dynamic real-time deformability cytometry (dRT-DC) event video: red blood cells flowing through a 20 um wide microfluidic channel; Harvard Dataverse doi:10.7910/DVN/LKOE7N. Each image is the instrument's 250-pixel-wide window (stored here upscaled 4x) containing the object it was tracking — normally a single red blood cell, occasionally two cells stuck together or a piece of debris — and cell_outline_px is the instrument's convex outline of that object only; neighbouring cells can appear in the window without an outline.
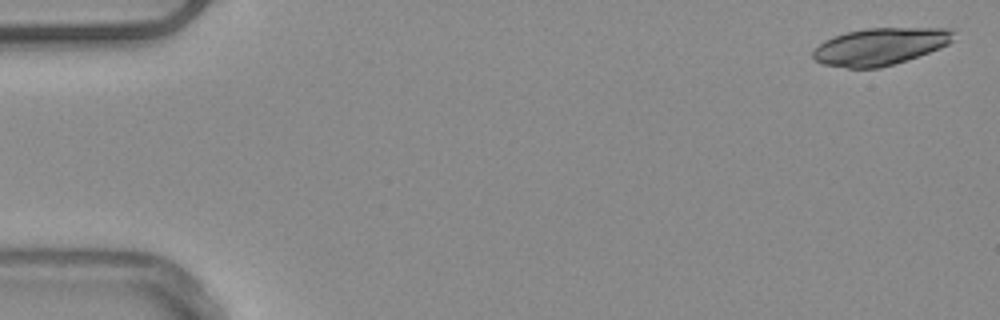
{"species": "common noctule bat (a hibernating species)", "species_latin": "Nyctalus noctula", "temperature_condition": "warm", "stored_images_in_passage": 52, "camera_frame_rate_fps": 3000, "um_per_image_px": 0.085, "animal": {"sex": "male", "body_mass_g": 20.4}, "frame": {"image": 1, "passage_image": 2, "time_ms": 0.333, "image_size_px": [1000, 320], "cell_outline_px": [[956, 40], [940, 48], [880, 68], [848, 68], [820, 64], [812, 56], [812, 52], [824, 40], [832, 36], [844, 32], [868, 28], [948, 28], [956, 32]], "centroid_in_image_um": [74.81, 3.94], "position_along_channel_um": 10.2, "area_um2": 30.52}}